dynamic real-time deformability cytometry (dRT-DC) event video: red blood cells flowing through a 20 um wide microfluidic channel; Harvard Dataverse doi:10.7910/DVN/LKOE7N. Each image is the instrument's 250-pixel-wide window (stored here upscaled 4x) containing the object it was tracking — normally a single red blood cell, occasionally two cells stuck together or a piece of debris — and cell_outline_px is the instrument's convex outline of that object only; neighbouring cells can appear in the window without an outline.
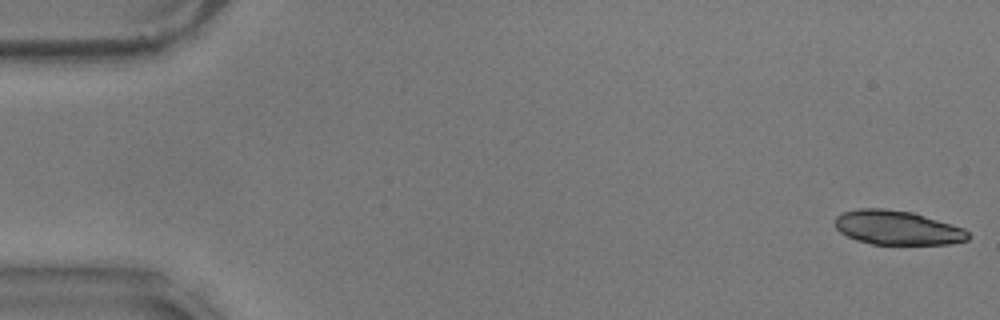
{"species": "common noctule bat (a hibernating species)", "species_latin": "Nyctalus noctula", "temperature_condition": "warm", "stored_images_in_passage": 18, "camera_frame_rate_fps": 3000, "um_per_image_px": 0.085, "animal": {"sex": "male", "body_mass_g": 17.9}, "frame": {"image": 1, "passage_image": 1, "time_ms": 0.0, "image_size_px": [1000, 320], "cell_outline_px": [[972, 236], [968, 240], [948, 244], [872, 244], [856, 240], [840, 232], [836, 228], [836, 216], [844, 212], [860, 208], [884, 208], [912, 212], [952, 224], [964, 228]], "centroid_in_image_um": [76.3, 19.36], "position_along_channel_um": 8.7, "area_um2": 26.53}}